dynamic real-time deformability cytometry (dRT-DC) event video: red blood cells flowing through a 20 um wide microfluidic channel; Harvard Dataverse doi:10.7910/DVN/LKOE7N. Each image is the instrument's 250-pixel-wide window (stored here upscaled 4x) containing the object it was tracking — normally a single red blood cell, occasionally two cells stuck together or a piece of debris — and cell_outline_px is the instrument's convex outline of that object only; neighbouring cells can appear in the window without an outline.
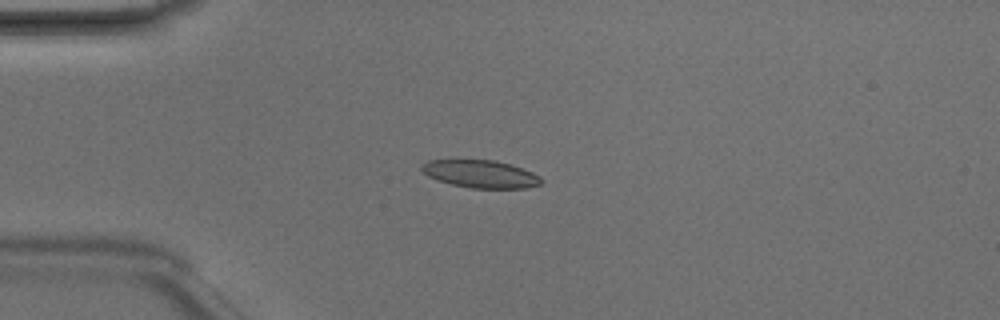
{"species": "Egyptian fruit bat (a non-hibernating species)", "species_latin": "Rousettus aegyptiacus", "temperature_condition": "room temperature", "stored_images_in_passage": 6, "camera_frame_rate_fps": 3000, "um_per_image_px": 0.085, "animal": {"sex": "male"}, "frame": {"image": 1, "passage_image": 4, "time_ms": 1.0, "image_size_px": [1000, 320], "cell_outline_px": [[544, 180], [540, 184], [524, 188], [472, 188], [452, 184], [436, 180], [428, 176], [420, 168], [428, 160], [496, 160], [532, 172], [540, 176]], "centroid_in_image_um": [40.85, 14.79], "position_along_channel_um": 44.1, "area_um2": 19.07}}
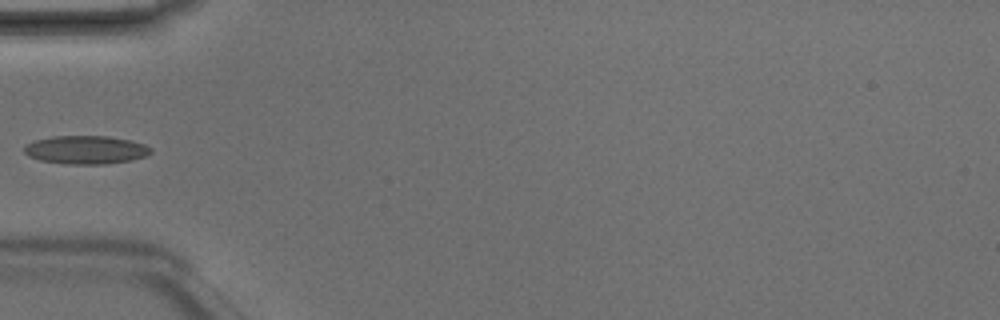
{"frame": {"image": 2, "passage_image": 5, "time_ms": 1.333, "image_size_px": [1000, 320], "cell_outline_px": [[152, 152], [144, 156], [132, 160], [104, 164], [68, 164], [40, 160], [28, 156], [24, 152], [24, 144], [36, 140], [52, 136], [108, 136], [128, 140], [144, 144], [152, 148]], "centroid_in_image_um": [7.28, 12.73], "position_along_channel_um": 77.7, "area_um2": 20.87}}